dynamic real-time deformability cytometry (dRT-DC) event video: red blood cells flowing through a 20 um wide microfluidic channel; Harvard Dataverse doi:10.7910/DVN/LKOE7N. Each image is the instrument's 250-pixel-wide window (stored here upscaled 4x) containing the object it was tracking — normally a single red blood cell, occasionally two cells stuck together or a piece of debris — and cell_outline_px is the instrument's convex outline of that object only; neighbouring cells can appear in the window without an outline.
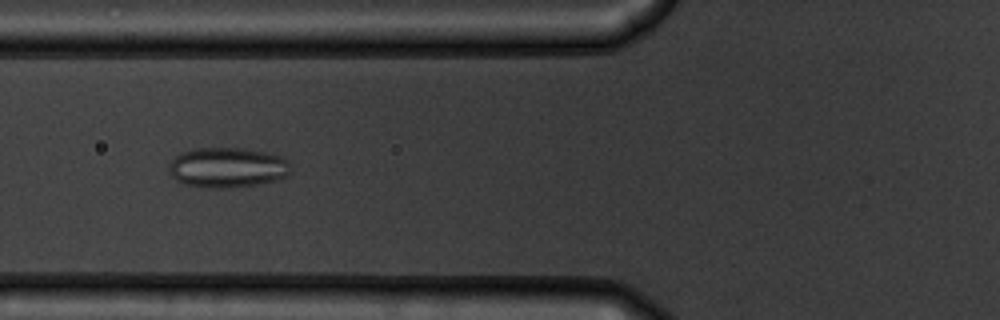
{"species": "common noctule bat (a hibernating species)", "species_latin": "Nyctalus noctula", "temperature_condition": "warm", "stored_images_in_passage": 55, "camera_frame_rate_fps": 3000, "um_per_image_px": 0.085, "animal": {"sex": "male", "body_mass_g": 19.5, "forearm_length_mm": 54.6}, "frame": {"image": 1, "passage_image": 21, "time_ms": 6.667, "image_size_px": [1000, 320], "cell_outline_px": [[288, 176], [276, 180], [256, 184], [228, 188], [208, 188], [184, 184], [176, 180], [168, 172], [168, 164], [176, 156], [184, 152], [196, 148], [244, 148], [284, 156], [288, 160]], "centroid_in_image_um": [19.31, 14.24], "position_along_channel_um": 106.5, "area_um2": 28.5}}
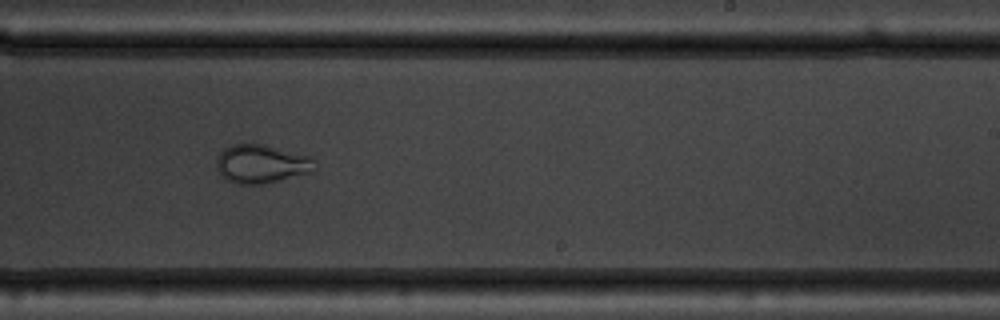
{"frame": {"image": 2, "passage_image": 34, "time_ms": 11.0, "image_size_px": [1000, 320], "cell_outline_px": [[316, 168], [312, 172], [264, 184], [236, 184], [228, 180], [216, 168], [216, 160], [220, 152], [224, 148], [232, 144], [264, 144], [312, 156]], "centroid_in_image_um": [22.24, 13.92], "position_along_channel_um": 266.8, "area_um2": 22.2}}
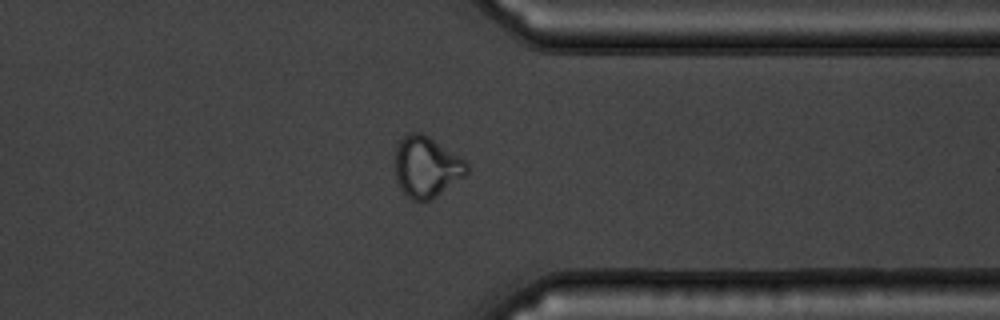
{"frame": {"image": 3, "passage_image": 43, "time_ms": 14.0, "image_size_px": [1000, 320], "cell_outline_px": [[468, 172], [464, 176], [432, 200], [412, 200], [400, 188], [396, 180], [396, 148], [400, 140], [408, 132], [420, 132], [428, 136], [460, 156], [468, 164]], "centroid_in_image_um": [36.26, 14.18], "position_along_channel_um": 375.1, "area_um2": 25.32}, "authors_computed_cell_mechanics": {"area_um2": 26.8192, "velocity_mm_per_s": 3.7027, "shape_relaxation_time_tau1_ms": null, "shape_relaxation_time_tau2_ms": 1.4851, "deformation_change_tau1": null, "deformation_change_tau2": 0.0556}}